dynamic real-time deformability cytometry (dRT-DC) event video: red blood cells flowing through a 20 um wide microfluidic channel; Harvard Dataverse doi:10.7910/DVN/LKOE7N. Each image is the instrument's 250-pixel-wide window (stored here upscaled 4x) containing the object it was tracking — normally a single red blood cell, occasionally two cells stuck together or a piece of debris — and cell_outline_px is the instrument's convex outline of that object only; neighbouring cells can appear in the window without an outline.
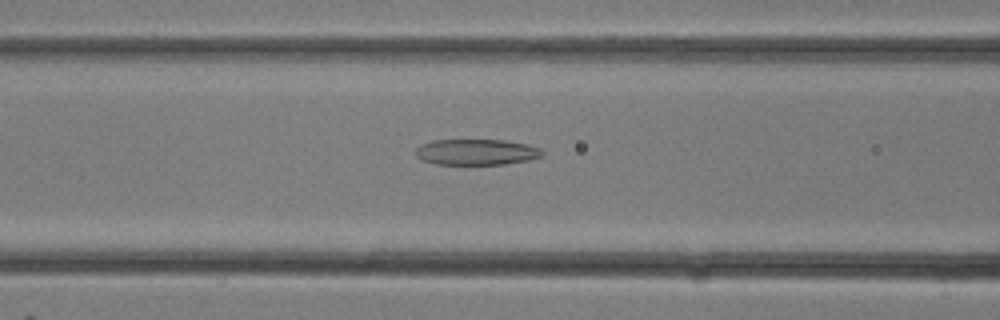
{"species": "common noctule bat (a hibernating species)", "species_latin": "Nyctalus noctula", "temperature_condition": "room temperature", "stored_images_in_passage": 6, "camera_frame_rate_fps": 3000, "um_per_image_px": 0.085, "animal": {"sex": "female"}, "frame": {"image": 1, "passage_image": 4, "time_ms": 1.0, "image_size_px": [1000, 320], "cell_outline_px": [[544, 152], [540, 156], [528, 160], [504, 164], [436, 164], [420, 160], [416, 156], [416, 148], [420, 144], [432, 140], [504, 140], [528, 144], [540, 148]], "centroid_in_image_um": [40.46, 12.92], "position_along_channel_um": 126.1, "area_um2": 19.13}}
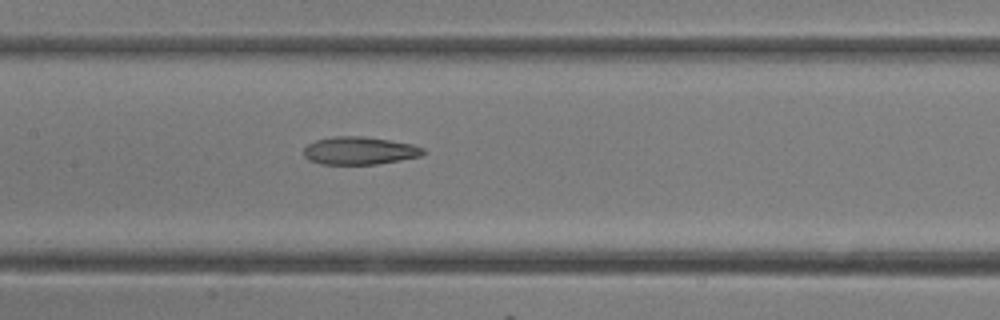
{"frame": {"image": 2, "passage_image": 6, "time_ms": 1.667, "image_size_px": [1000, 320], "cell_outline_px": [[424, 152], [420, 156], [400, 160], [376, 164], [320, 164], [308, 160], [304, 156], [304, 148], [308, 144], [316, 140], [332, 136], [364, 136], [412, 144], [424, 148]], "centroid_in_image_um": [30.52, 12.8], "position_along_channel_um": 176.9, "area_um2": 19.31}}